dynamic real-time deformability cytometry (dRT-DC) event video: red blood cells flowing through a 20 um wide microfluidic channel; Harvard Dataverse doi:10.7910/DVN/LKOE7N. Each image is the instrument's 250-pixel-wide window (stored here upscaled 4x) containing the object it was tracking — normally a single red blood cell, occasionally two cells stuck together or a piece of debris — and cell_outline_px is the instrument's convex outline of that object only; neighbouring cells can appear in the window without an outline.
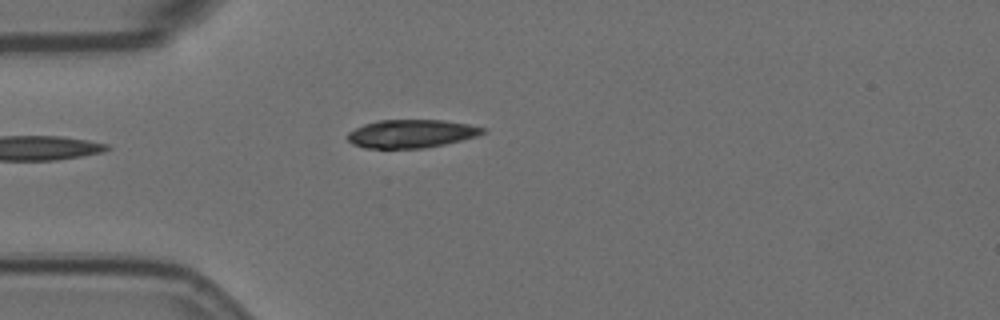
{"species": "Egyptian fruit bat (a non-hibernating species)", "species_latin": "Rousettus aegyptiacus", "temperature_condition": "room temperature", "stored_images_in_passage": 6, "camera_frame_rate_fps": 3000, "um_per_image_px": 0.085, "animal": {"sex": "female"}, "frame": {"image": 1, "passage_image": 5, "time_ms": 1.333, "image_size_px": [1000, 320], "cell_outline_px": [[488, 132], [476, 136], [444, 144], [424, 148], [364, 148], [352, 144], [348, 140], [348, 132], [364, 124], [380, 120], [444, 120], [468, 124], [488, 128]], "centroid_in_image_um": [34.99, 11.36], "position_along_channel_um": 50.0, "area_um2": 22.25}}